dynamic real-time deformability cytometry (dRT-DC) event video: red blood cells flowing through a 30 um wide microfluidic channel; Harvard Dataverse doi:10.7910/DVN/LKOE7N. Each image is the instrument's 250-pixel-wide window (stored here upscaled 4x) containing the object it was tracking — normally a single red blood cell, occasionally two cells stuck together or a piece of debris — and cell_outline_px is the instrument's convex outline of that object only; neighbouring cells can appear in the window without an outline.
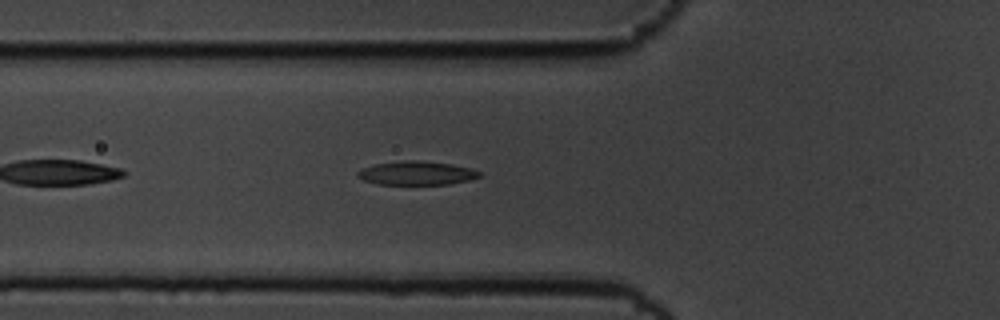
{"species": "common noctule bat (a hibernating species)", "species_latin": "Nyctalus noctula", "temperature_condition": "cold", "stored_images_in_passage": 44, "camera_frame_rate_fps": 3000, "um_per_image_px": 0.085, "animal": {"sex": "male", "body_mass_g": 19.5, "forearm_length_mm": 54.6}, "frame": {"image": 1, "passage_image": 6, "time_ms": 1.667, "image_size_px": [1000, 320], "cell_outline_px": [[480, 176], [468, 180], [448, 184], [376, 184], [364, 180], [356, 176], [356, 172], [364, 168], [376, 164], [404, 160], [416, 160], [452, 164], [472, 168], [480, 172]], "centroid_in_image_um": [35.4, 14.71], "position_along_channel_um": 90.4, "area_um2": 16.7}}
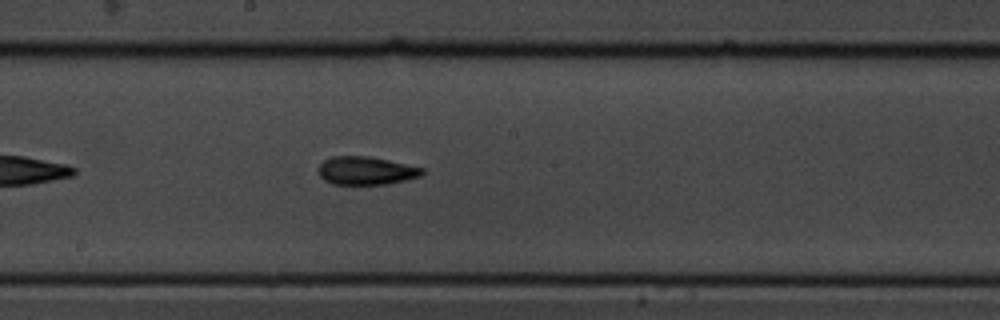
{"frame": {"image": 2, "passage_image": 17, "time_ms": 5.333, "image_size_px": [1000, 320], "cell_outline_px": [[424, 172], [420, 176], [388, 184], [332, 184], [324, 180], [320, 176], [316, 168], [324, 160], [332, 156], [368, 156], [388, 160], [424, 168]], "centroid_in_image_um": [31.07, 14.5], "position_along_channel_um": 217.1, "area_um2": 17.05}}
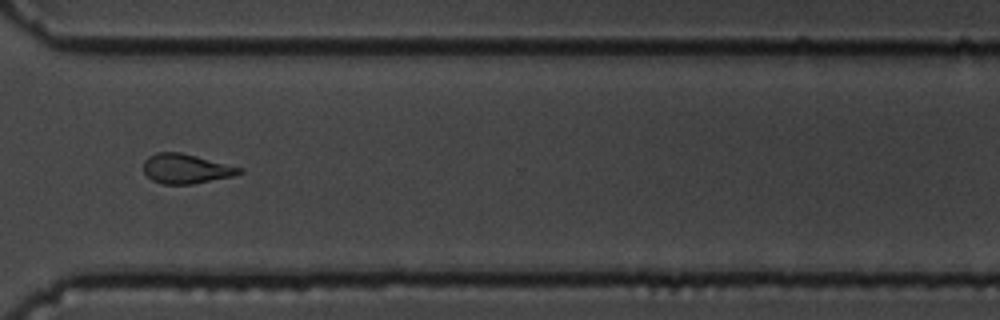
{"frame": {"image": 3, "passage_image": 29, "time_ms": 9.333, "image_size_px": [1000, 320], "cell_outline_px": [[244, 172], [236, 176], [192, 184], [164, 184], [152, 180], [144, 172], [144, 160], [148, 156], [156, 152], [180, 152], [244, 168]], "centroid_in_image_um": [15.85, 14.34], "position_along_channel_um": 354.8, "area_um2": 16.65}, "authors_computed_cell_mechanics": {"area_um2": 16.7909, "velocity_mm_per_s": 3.4476, "shape_relaxation_time_tau1_ms": 6.1293, "shape_relaxation_time_tau2_ms": 5.1841, "deformation_change_tau1": 0.1878, "deformation_change_tau2": 0.1265}}